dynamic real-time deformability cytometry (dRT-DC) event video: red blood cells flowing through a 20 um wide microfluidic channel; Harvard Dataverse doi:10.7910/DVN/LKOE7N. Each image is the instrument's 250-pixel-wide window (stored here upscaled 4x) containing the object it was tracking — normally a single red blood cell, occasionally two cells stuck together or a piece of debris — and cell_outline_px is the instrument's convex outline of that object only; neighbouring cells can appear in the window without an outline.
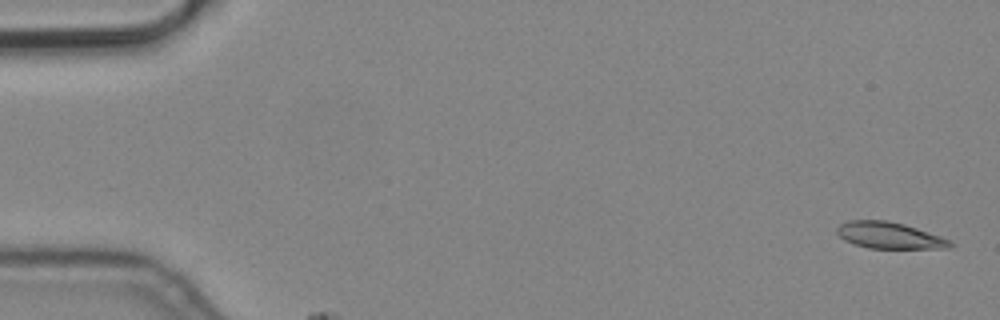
{"species": "common noctule bat (a hibernating species)", "species_latin": "Nyctalus noctula", "temperature_condition": "cold", "stored_images_in_passage": 5, "camera_frame_rate_fps": 3000, "um_per_image_px": 0.085, "animal": {"sex": "male", "body_mass_g": 19.2, "forearm_length_mm": 51.8}, "frame": {"image": 1, "passage_image": 1, "time_ms": 0.0, "image_size_px": [1000, 320], "cell_outline_px": [[956, 244], [948, 248], [868, 248], [844, 240], [836, 232], [836, 228], [840, 224], [848, 220], [888, 220], [904, 224], [952, 240]], "centroid_in_image_um": [75.61, 20.0], "position_along_channel_um": 9.4, "area_um2": 17.46}}
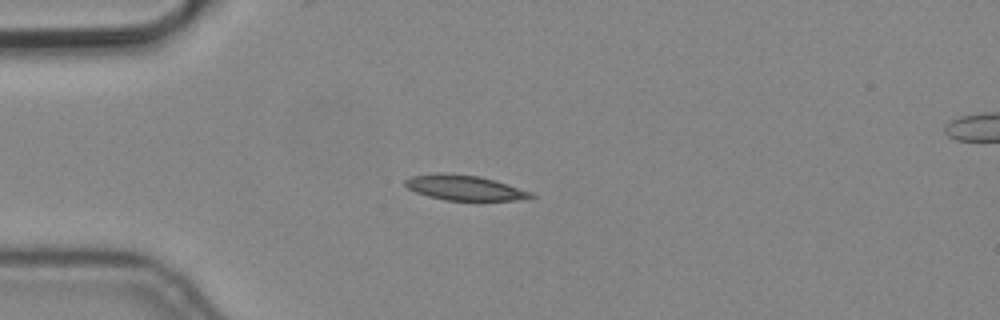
{"frame": {"image": 2, "passage_image": 4, "time_ms": 1.0, "image_size_px": [1000, 320], "cell_outline_px": [[536, 196], [516, 200], [444, 200], [428, 196], [416, 192], [408, 188], [404, 184], [404, 180], [412, 176], [436, 172], [480, 176], [532, 192]], "centroid_in_image_um": [39.43, 15.95], "position_along_channel_um": 45.6, "area_um2": 18.21}}